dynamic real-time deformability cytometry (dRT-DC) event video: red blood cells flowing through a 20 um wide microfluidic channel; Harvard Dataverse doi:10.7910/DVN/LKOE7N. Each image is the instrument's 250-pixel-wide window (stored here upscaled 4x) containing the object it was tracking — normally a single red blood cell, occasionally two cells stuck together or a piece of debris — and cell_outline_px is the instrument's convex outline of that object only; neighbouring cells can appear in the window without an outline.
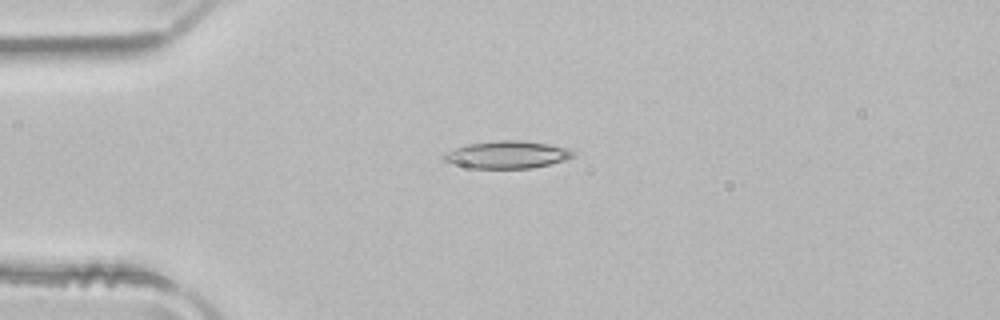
{"species": "common noctule bat (a hibernating species)", "species_latin": "Nyctalus noctula", "temperature_condition": "room temperature", "stored_images_in_passage": 3, "camera_frame_rate_fps": 3000, "um_per_image_px": 0.085, "animal": {"sex": "male", "body_mass_g": 21.5, "forearm_length_mm": 52.0}, "frame": {"image": 1, "passage_image": 1, "time_ms": 0.0, "image_size_px": [1000, 320], "cell_outline_px": [[576, 156], [564, 160], [532, 168], [472, 168], [444, 160], [440, 156], [444, 152], [468, 144], [496, 140], [524, 140], [548, 144], [568, 148], [576, 152]], "centroid_in_image_um": [43.13, 13.13], "position_along_channel_um": 41.9, "area_um2": 20.63}}
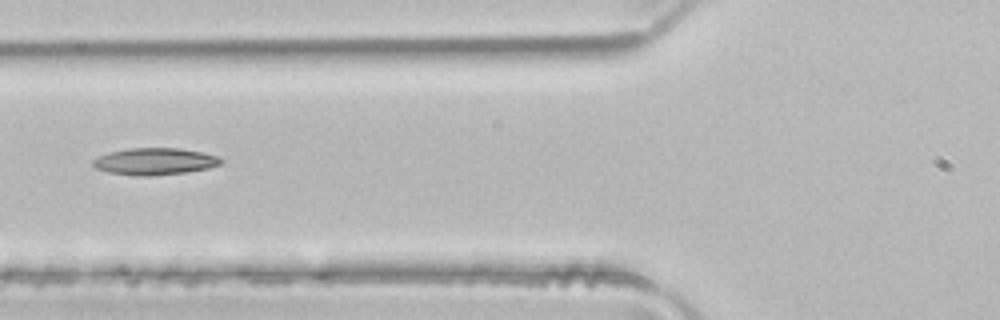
{"frame": {"image": 2, "passage_image": 3, "time_ms": 0.667, "image_size_px": [1000, 320], "cell_outline_px": [[224, 160], [220, 164], [208, 168], [184, 172], [152, 176], [136, 176], [108, 172], [96, 168], [92, 164], [92, 160], [108, 152], [128, 148], [180, 148], [220, 156]], "centroid_in_image_um": [13.15, 13.72], "position_along_channel_um": 112.6, "area_um2": 20.06}}